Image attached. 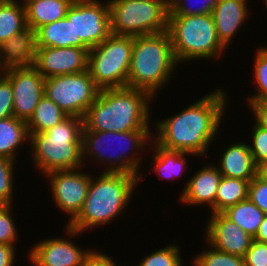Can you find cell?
<instances>
[{
  "label": "cell",
  "mask_w": 267,
  "mask_h": 266,
  "mask_svg": "<svg viewBox=\"0 0 267 266\" xmlns=\"http://www.w3.org/2000/svg\"><path fill=\"white\" fill-rule=\"evenodd\" d=\"M36 47H74L73 3L66 17L41 26L36 31Z\"/></svg>",
  "instance_id": "obj_24"
},
{
  "label": "cell",
  "mask_w": 267,
  "mask_h": 266,
  "mask_svg": "<svg viewBox=\"0 0 267 266\" xmlns=\"http://www.w3.org/2000/svg\"><path fill=\"white\" fill-rule=\"evenodd\" d=\"M17 246L0 243V266L16 265Z\"/></svg>",
  "instance_id": "obj_41"
},
{
  "label": "cell",
  "mask_w": 267,
  "mask_h": 266,
  "mask_svg": "<svg viewBox=\"0 0 267 266\" xmlns=\"http://www.w3.org/2000/svg\"><path fill=\"white\" fill-rule=\"evenodd\" d=\"M64 227V237L49 236L33 244L34 246L27 250L28 253L25 256L28 259L27 262H30L32 266H83L86 258L95 248L85 249L75 244L76 242L72 240L84 233L68 225Z\"/></svg>",
  "instance_id": "obj_11"
},
{
  "label": "cell",
  "mask_w": 267,
  "mask_h": 266,
  "mask_svg": "<svg viewBox=\"0 0 267 266\" xmlns=\"http://www.w3.org/2000/svg\"><path fill=\"white\" fill-rule=\"evenodd\" d=\"M1 45H2V43L0 42V56H1V47H2Z\"/></svg>",
  "instance_id": "obj_46"
},
{
  "label": "cell",
  "mask_w": 267,
  "mask_h": 266,
  "mask_svg": "<svg viewBox=\"0 0 267 266\" xmlns=\"http://www.w3.org/2000/svg\"><path fill=\"white\" fill-rule=\"evenodd\" d=\"M85 167L72 170H58L42 175L49 183L52 201L61 213L69 217L70 223L81 211L91 182V172ZM89 171V173H88ZM46 176V177H45ZM65 213V214H64Z\"/></svg>",
  "instance_id": "obj_13"
},
{
  "label": "cell",
  "mask_w": 267,
  "mask_h": 266,
  "mask_svg": "<svg viewBox=\"0 0 267 266\" xmlns=\"http://www.w3.org/2000/svg\"><path fill=\"white\" fill-rule=\"evenodd\" d=\"M218 2L219 0H169L168 15L212 14Z\"/></svg>",
  "instance_id": "obj_33"
},
{
  "label": "cell",
  "mask_w": 267,
  "mask_h": 266,
  "mask_svg": "<svg viewBox=\"0 0 267 266\" xmlns=\"http://www.w3.org/2000/svg\"><path fill=\"white\" fill-rule=\"evenodd\" d=\"M256 176L267 183V161L256 166Z\"/></svg>",
  "instance_id": "obj_43"
},
{
  "label": "cell",
  "mask_w": 267,
  "mask_h": 266,
  "mask_svg": "<svg viewBox=\"0 0 267 266\" xmlns=\"http://www.w3.org/2000/svg\"><path fill=\"white\" fill-rule=\"evenodd\" d=\"M176 68L180 67L168 31L133 37L127 87L145 90L156 99L172 82Z\"/></svg>",
  "instance_id": "obj_5"
},
{
  "label": "cell",
  "mask_w": 267,
  "mask_h": 266,
  "mask_svg": "<svg viewBox=\"0 0 267 266\" xmlns=\"http://www.w3.org/2000/svg\"><path fill=\"white\" fill-rule=\"evenodd\" d=\"M176 243V244H175ZM182 247L174 242L160 249L150 251V253L143 255L141 260L135 263V266H184Z\"/></svg>",
  "instance_id": "obj_29"
},
{
  "label": "cell",
  "mask_w": 267,
  "mask_h": 266,
  "mask_svg": "<svg viewBox=\"0 0 267 266\" xmlns=\"http://www.w3.org/2000/svg\"><path fill=\"white\" fill-rule=\"evenodd\" d=\"M68 116L57 104L44 95L27 122L28 133L45 132Z\"/></svg>",
  "instance_id": "obj_26"
},
{
  "label": "cell",
  "mask_w": 267,
  "mask_h": 266,
  "mask_svg": "<svg viewBox=\"0 0 267 266\" xmlns=\"http://www.w3.org/2000/svg\"><path fill=\"white\" fill-rule=\"evenodd\" d=\"M29 145L27 122L11 116L0 120V157L17 161L18 153Z\"/></svg>",
  "instance_id": "obj_22"
},
{
  "label": "cell",
  "mask_w": 267,
  "mask_h": 266,
  "mask_svg": "<svg viewBox=\"0 0 267 266\" xmlns=\"http://www.w3.org/2000/svg\"><path fill=\"white\" fill-rule=\"evenodd\" d=\"M74 0H38L25 4L27 27L37 31L41 26L66 17Z\"/></svg>",
  "instance_id": "obj_23"
},
{
  "label": "cell",
  "mask_w": 267,
  "mask_h": 266,
  "mask_svg": "<svg viewBox=\"0 0 267 266\" xmlns=\"http://www.w3.org/2000/svg\"><path fill=\"white\" fill-rule=\"evenodd\" d=\"M243 258L244 266H267V243L253 240Z\"/></svg>",
  "instance_id": "obj_38"
},
{
  "label": "cell",
  "mask_w": 267,
  "mask_h": 266,
  "mask_svg": "<svg viewBox=\"0 0 267 266\" xmlns=\"http://www.w3.org/2000/svg\"><path fill=\"white\" fill-rule=\"evenodd\" d=\"M14 116L13 89L10 80L0 72V120Z\"/></svg>",
  "instance_id": "obj_36"
},
{
  "label": "cell",
  "mask_w": 267,
  "mask_h": 266,
  "mask_svg": "<svg viewBox=\"0 0 267 266\" xmlns=\"http://www.w3.org/2000/svg\"><path fill=\"white\" fill-rule=\"evenodd\" d=\"M252 63V78L255 84L254 94L246 95L245 100L267 99V46H258Z\"/></svg>",
  "instance_id": "obj_30"
},
{
  "label": "cell",
  "mask_w": 267,
  "mask_h": 266,
  "mask_svg": "<svg viewBox=\"0 0 267 266\" xmlns=\"http://www.w3.org/2000/svg\"><path fill=\"white\" fill-rule=\"evenodd\" d=\"M167 31L171 37L174 57L180 67L182 63L204 59L216 63L225 56L227 48L217 36L212 14L168 15Z\"/></svg>",
  "instance_id": "obj_7"
},
{
  "label": "cell",
  "mask_w": 267,
  "mask_h": 266,
  "mask_svg": "<svg viewBox=\"0 0 267 266\" xmlns=\"http://www.w3.org/2000/svg\"><path fill=\"white\" fill-rule=\"evenodd\" d=\"M222 213L253 238L266 215L248 198L227 208Z\"/></svg>",
  "instance_id": "obj_25"
},
{
  "label": "cell",
  "mask_w": 267,
  "mask_h": 266,
  "mask_svg": "<svg viewBox=\"0 0 267 266\" xmlns=\"http://www.w3.org/2000/svg\"><path fill=\"white\" fill-rule=\"evenodd\" d=\"M21 2L22 5H25L27 3L33 2V1H38V0H18Z\"/></svg>",
  "instance_id": "obj_44"
},
{
  "label": "cell",
  "mask_w": 267,
  "mask_h": 266,
  "mask_svg": "<svg viewBox=\"0 0 267 266\" xmlns=\"http://www.w3.org/2000/svg\"><path fill=\"white\" fill-rule=\"evenodd\" d=\"M110 31L137 37L168 30L169 0H108Z\"/></svg>",
  "instance_id": "obj_8"
},
{
  "label": "cell",
  "mask_w": 267,
  "mask_h": 266,
  "mask_svg": "<svg viewBox=\"0 0 267 266\" xmlns=\"http://www.w3.org/2000/svg\"><path fill=\"white\" fill-rule=\"evenodd\" d=\"M250 152L252 153L255 165L267 161V130L257 126L254 122L250 131ZM252 134V135H251Z\"/></svg>",
  "instance_id": "obj_35"
},
{
  "label": "cell",
  "mask_w": 267,
  "mask_h": 266,
  "mask_svg": "<svg viewBox=\"0 0 267 266\" xmlns=\"http://www.w3.org/2000/svg\"><path fill=\"white\" fill-rule=\"evenodd\" d=\"M224 90L216 87L174 116L156 119L153 141L167 150L192 153L198 159L209 158L212 154L209 149L221 132L229 106V93Z\"/></svg>",
  "instance_id": "obj_1"
},
{
  "label": "cell",
  "mask_w": 267,
  "mask_h": 266,
  "mask_svg": "<svg viewBox=\"0 0 267 266\" xmlns=\"http://www.w3.org/2000/svg\"><path fill=\"white\" fill-rule=\"evenodd\" d=\"M132 48V36L111 33L89 49L88 71L100 90L127 87Z\"/></svg>",
  "instance_id": "obj_9"
},
{
  "label": "cell",
  "mask_w": 267,
  "mask_h": 266,
  "mask_svg": "<svg viewBox=\"0 0 267 266\" xmlns=\"http://www.w3.org/2000/svg\"><path fill=\"white\" fill-rule=\"evenodd\" d=\"M98 174V177L91 174L81 211L67 224L81 233L88 230L91 232V229L102 226L104 229L105 225L124 216L131 199L136 195V188L141 185L139 177L130 173L100 171Z\"/></svg>",
  "instance_id": "obj_3"
},
{
  "label": "cell",
  "mask_w": 267,
  "mask_h": 266,
  "mask_svg": "<svg viewBox=\"0 0 267 266\" xmlns=\"http://www.w3.org/2000/svg\"><path fill=\"white\" fill-rule=\"evenodd\" d=\"M154 99L147 91L136 88L100 90L95 102L83 117V130H153L151 104Z\"/></svg>",
  "instance_id": "obj_2"
},
{
  "label": "cell",
  "mask_w": 267,
  "mask_h": 266,
  "mask_svg": "<svg viewBox=\"0 0 267 266\" xmlns=\"http://www.w3.org/2000/svg\"><path fill=\"white\" fill-rule=\"evenodd\" d=\"M237 140L230 145L228 144V147L225 145V150H222L220 156H216L218 157L216 162L219 163H215V165L222 176L250 182L256 176V165L248 142Z\"/></svg>",
  "instance_id": "obj_20"
},
{
  "label": "cell",
  "mask_w": 267,
  "mask_h": 266,
  "mask_svg": "<svg viewBox=\"0 0 267 266\" xmlns=\"http://www.w3.org/2000/svg\"><path fill=\"white\" fill-rule=\"evenodd\" d=\"M204 228L205 241L213 248L244 257L251 246L253 237L242 230L223 213L209 214Z\"/></svg>",
  "instance_id": "obj_16"
},
{
  "label": "cell",
  "mask_w": 267,
  "mask_h": 266,
  "mask_svg": "<svg viewBox=\"0 0 267 266\" xmlns=\"http://www.w3.org/2000/svg\"><path fill=\"white\" fill-rule=\"evenodd\" d=\"M250 0H219L212 11L217 36L227 48L251 14Z\"/></svg>",
  "instance_id": "obj_18"
},
{
  "label": "cell",
  "mask_w": 267,
  "mask_h": 266,
  "mask_svg": "<svg viewBox=\"0 0 267 266\" xmlns=\"http://www.w3.org/2000/svg\"><path fill=\"white\" fill-rule=\"evenodd\" d=\"M1 72L11 82L14 116L28 122L44 96L45 78L34 66L8 68Z\"/></svg>",
  "instance_id": "obj_14"
},
{
  "label": "cell",
  "mask_w": 267,
  "mask_h": 266,
  "mask_svg": "<svg viewBox=\"0 0 267 266\" xmlns=\"http://www.w3.org/2000/svg\"><path fill=\"white\" fill-rule=\"evenodd\" d=\"M246 105L250 111L249 114H253L254 123L267 130V99L262 100H245Z\"/></svg>",
  "instance_id": "obj_39"
},
{
  "label": "cell",
  "mask_w": 267,
  "mask_h": 266,
  "mask_svg": "<svg viewBox=\"0 0 267 266\" xmlns=\"http://www.w3.org/2000/svg\"><path fill=\"white\" fill-rule=\"evenodd\" d=\"M99 92L88 70L45 78L44 95L69 116L83 118Z\"/></svg>",
  "instance_id": "obj_10"
},
{
  "label": "cell",
  "mask_w": 267,
  "mask_h": 266,
  "mask_svg": "<svg viewBox=\"0 0 267 266\" xmlns=\"http://www.w3.org/2000/svg\"><path fill=\"white\" fill-rule=\"evenodd\" d=\"M248 199L267 215V183L257 176L250 181Z\"/></svg>",
  "instance_id": "obj_37"
},
{
  "label": "cell",
  "mask_w": 267,
  "mask_h": 266,
  "mask_svg": "<svg viewBox=\"0 0 267 266\" xmlns=\"http://www.w3.org/2000/svg\"><path fill=\"white\" fill-rule=\"evenodd\" d=\"M0 70L33 66L36 59V31L26 27L1 45Z\"/></svg>",
  "instance_id": "obj_19"
},
{
  "label": "cell",
  "mask_w": 267,
  "mask_h": 266,
  "mask_svg": "<svg viewBox=\"0 0 267 266\" xmlns=\"http://www.w3.org/2000/svg\"><path fill=\"white\" fill-rule=\"evenodd\" d=\"M263 1H264L263 5L265 6V9L267 11V0H263Z\"/></svg>",
  "instance_id": "obj_45"
},
{
  "label": "cell",
  "mask_w": 267,
  "mask_h": 266,
  "mask_svg": "<svg viewBox=\"0 0 267 266\" xmlns=\"http://www.w3.org/2000/svg\"><path fill=\"white\" fill-rule=\"evenodd\" d=\"M207 249L193 254L190 266H244V258L219 251L209 245L205 240Z\"/></svg>",
  "instance_id": "obj_31"
},
{
  "label": "cell",
  "mask_w": 267,
  "mask_h": 266,
  "mask_svg": "<svg viewBox=\"0 0 267 266\" xmlns=\"http://www.w3.org/2000/svg\"><path fill=\"white\" fill-rule=\"evenodd\" d=\"M15 204L2 205L0 206V243L15 245L19 239L20 234L18 232L16 219L13 214ZM14 215V216H13Z\"/></svg>",
  "instance_id": "obj_34"
},
{
  "label": "cell",
  "mask_w": 267,
  "mask_h": 266,
  "mask_svg": "<svg viewBox=\"0 0 267 266\" xmlns=\"http://www.w3.org/2000/svg\"><path fill=\"white\" fill-rule=\"evenodd\" d=\"M89 48L36 47L34 67L44 78L88 70Z\"/></svg>",
  "instance_id": "obj_15"
},
{
  "label": "cell",
  "mask_w": 267,
  "mask_h": 266,
  "mask_svg": "<svg viewBox=\"0 0 267 266\" xmlns=\"http://www.w3.org/2000/svg\"><path fill=\"white\" fill-rule=\"evenodd\" d=\"M17 162L0 157V206L15 203L14 187H16ZM15 171V172H14ZM15 175V176H14ZM15 179V180H14ZM14 201V202H13Z\"/></svg>",
  "instance_id": "obj_32"
},
{
  "label": "cell",
  "mask_w": 267,
  "mask_h": 266,
  "mask_svg": "<svg viewBox=\"0 0 267 266\" xmlns=\"http://www.w3.org/2000/svg\"><path fill=\"white\" fill-rule=\"evenodd\" d=\"M249 184L247 180L222 176L215 200V214L246 200Z\"/></svg>",
  "instance_id": "obj_28"
},
{
  "label": "cell",
  "mask_w": 267,
  "mask_h": 266,
  "mask_svg": "<svg viewBox=\"0 0 267 266\" xmlns=\"http://www.w3.org/2000/svg\"><path fill=\"white\" fill-rule=\"evenodd\" d=\"M112 258V256L103 253L102 251L93 250L86 258L83 266H122Z\"/></svg>",
  "instance_id": "obj_40"
},
{
  "label": "cell",
  "mask_w": 267,
  "mask_h": 266,
  "mask_svg": "<svg viewBox=\"0 0 267 266\" xmlns=\"http://www.w3.org/2000/svg\"><path fill=\"white\" fill-rule=\"evenodd\" d=\"M254 240L260 243H267V215H265L262 223L260 224Z\"/></svg>",
  "instance_id": "obj_42"
},
{
  "label": "cell",
  "mask_w": 267,
  "mask_h": 266,
  "mask_svg": "<svg viewBox=\"0 0 267 266\" xmlns=\"http://www.w3.org/2000/svg\"><path fill=\"white\" fill-rule=\"evenodd\" d=\"M153 153H152V152ZM151 161H149V165H151L150 170L157 174V177H160V180H178V178L183 177L187 172L188 162L190 156L196 158V156L192 153L181 152L175 150H167L157 145L153 140L150 143V147L148 149ZM189 157V159H188Z\"/></svg>",
  "instance_id": "obj_21"
},
{
  "label": "cell",
  "mask_w": 267,
  "mask_h": 266,
  "mask_svg": "<svg viewBox=\"0 0 267 266\" xmlns=\"http://www.w3.org/2000/svg\"><path fill=\"white\" fill-rule=\"evenodd\" d=\"M153 130L125 132L83 130L82 149L84 166L87 160L104 165L102 172L130 173L143 182L142 162L153 140ZM118 147V148H117ZM143 156V157H142ZM90 159V160H89ZM89 160V161H88ZM143 160V161H142ZM95 161V162H94Z\"/></svg>",
  "instance_id": "obj_4"
},
{
  "label": "cell",
  "mask_w": 267,
  "mask_h": 266,
  "mask_svg": "<svg viewBox=\"0 0 267 266\" xmlns=\"http://www.w3.org/2000/svg\"><path fill=\"white\" fill-rule=\"evenodd\" d=\"M83 118L68 116L53 128L29 134V155L35 170L43 175L84 166Z\"/></svg>",
  "instance_id": "obj_6"
},
{
  "label": "cell",
  "mask_w": 267,
  "mask_h": 266,
  "mask_svg": "<svg viewBox=\"0 0 267 266\" xmlns=\"http://www.w3.org/2000/svg\"><path fill=\"white\" fill-rule=\"evenodd\" d=\"M214 164V165H213ZM194 175L186 181L184 188L181 189L179 202L183 206L201 207L206 206L208 214H215V200L222 178L218 167L214 162H210L196 170ZM186 204V205H185Z\"/></svg>",
  "instance_id": "obj_17"
},
{
  "label": "cell",
  "mask_w": 267,
  "mask_h": 266,
  "mask_svg": "<svg viewBox=\"0 0 267 266\" xmlns=\"http://www.w3.org/2000/svg\"><path fill=\"white\" fill-rule=\"evenodd\" d=\"M73 30L74 47L101 44L111 34L108 0H74Z\"/></svg>",
  "instance_id": "obj_12"
},
{
  "label": "cell",
  "mask_w": 267,
  "mask_h": 266,
  "mask_svg": "<svg viewBox=\"0 0 267 266\" xmlns=\"http://www.w3.org/2000/svg\"><path fill=\"white\" fill-rule=\"evenodd\" d=\"M27 27L25 6L17 0H0V42Z\"/></svg>",
  "instance_id": "obj_27"
}]
</instances>
